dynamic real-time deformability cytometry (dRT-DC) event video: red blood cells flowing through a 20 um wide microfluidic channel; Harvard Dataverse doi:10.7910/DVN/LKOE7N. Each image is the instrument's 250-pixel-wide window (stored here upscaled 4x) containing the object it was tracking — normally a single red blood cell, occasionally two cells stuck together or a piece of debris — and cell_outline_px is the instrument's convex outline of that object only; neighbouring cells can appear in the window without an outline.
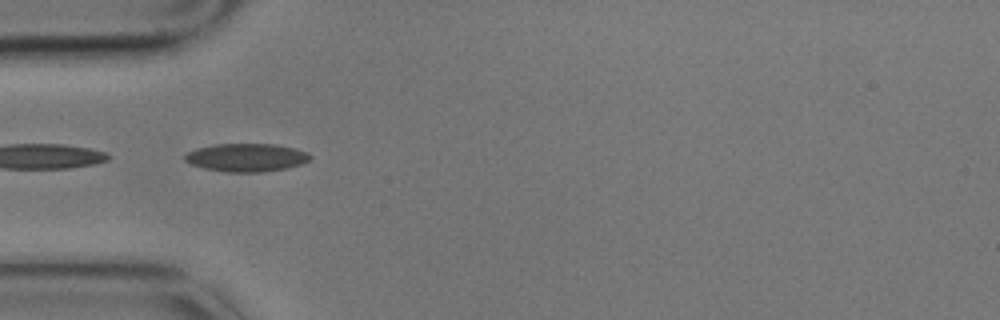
{"species": "common noctule bat (a hibernating species)", "species_latin": "Nyctalus noctula", "temperature_condition": "cold", "stored_images_in_passage": 5, "camera_frame_rate_fps": 3000, "um_per_image_px": 0.085, "animal": {"sex": "male", "body_mass_g": 17.9}, "frame": {"image": 1, "passage_image": 3, "time_ms": 0.667, "image_size_px": [1000, 320], "cell_outline_px": [[312, 156], [308, 160], [300, 164], [288, 168], [264, 172], [228, 172], [204, 168], [192, 164], [184, 160], [184, 156], [188, 152], [196, 148], [216, 144], [276, 144], [296, 148], [308, 152]], "centroid_in_image_um": [20.97, 13.38], "position_along_channel_um": 64.0, "area_um2": 20.58}}
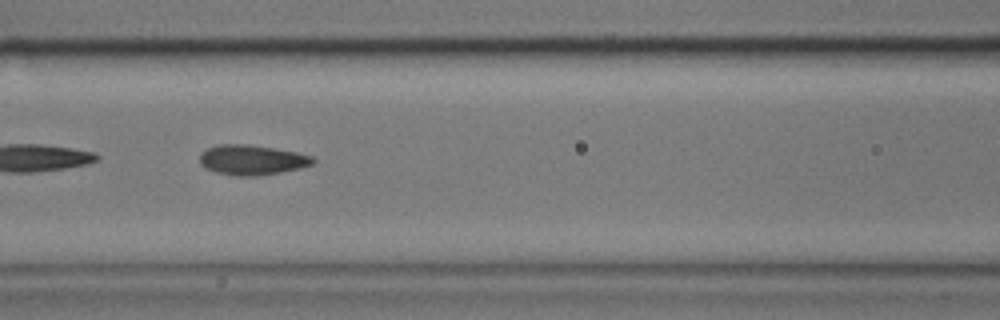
{"frame": {"image": 2, "passage_image": 5, "time_ms": 1.333, "image_size_px": [1000, 320], "cell_outline_px": [[316, 160], [312, 164], [300, 168], [280, 172], [256, 176], [236, 176], [216, 172], [204, 168], [200, 164], [200, 156], [208, 148], [216, 144], [248, 144], [296, 152], [312, 156]], "centroid_in_image_um": [21.4, 13.59], "position_along_channel_um": 145.2, "area_um2": 19.71}}